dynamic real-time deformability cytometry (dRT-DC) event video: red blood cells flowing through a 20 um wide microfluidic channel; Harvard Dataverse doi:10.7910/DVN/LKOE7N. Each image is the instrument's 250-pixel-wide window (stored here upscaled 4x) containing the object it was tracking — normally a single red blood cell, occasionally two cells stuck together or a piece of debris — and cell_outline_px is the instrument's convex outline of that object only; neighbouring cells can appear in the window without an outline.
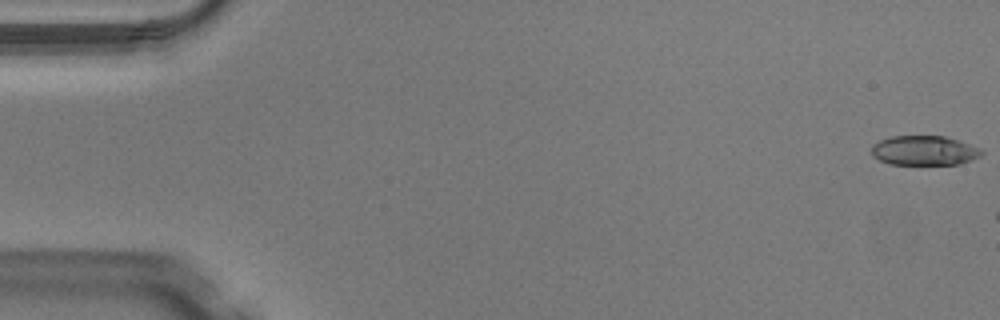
{"species": "Egyptian fruit bat (a non-hibernating species)", "species_latin": "Rousettus aegyptiacus", "temperature_condition": "warm", "stored_images_in_passage": 7, "camera_frame_rate_fps": 3000, "um_per_image_px": 0.085, "animal": {"sex": "male"}, "frame": {"image": 1, "passage_image": 1, "time_ms": 0.0, "image_size_px": [1000, 320], "cell_outline_px": [[984, 152], [980, 156], [960, 164], [888, 164], [872, 156], [872, 144], [880, 140], [892, 136], [944, 136], [980, 148]], "centroid_in_image_um": [78.53, 12.8], "position_along_channel_um": 6.5, "area_um2": 18.84}}